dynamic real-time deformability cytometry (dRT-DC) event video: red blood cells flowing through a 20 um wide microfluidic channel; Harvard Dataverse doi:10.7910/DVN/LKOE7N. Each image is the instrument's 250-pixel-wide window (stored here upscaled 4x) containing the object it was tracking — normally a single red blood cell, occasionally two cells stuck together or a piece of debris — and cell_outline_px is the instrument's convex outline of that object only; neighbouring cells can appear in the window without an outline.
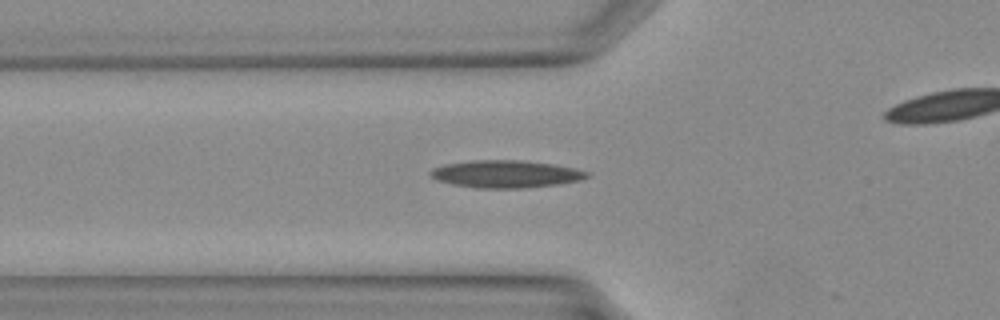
{"species": "Egyptian fruit bat (a non-hibernating species)", "species_latin": "Rousettus aegyptiacus", "temperature_condition": "warm", "stored_images_in_passage": 9, "camera_frame_rate_fps": 3000, "um_per_image_px": 0.085, "animal": {"sex": "female"}, "frame": {"image": 1, "passage_image": 5, "time_ms": 1.333, "image_size_px": [1000, 320], "cell_outline_px": [[588, 176], [580, 180], [556, 184], [524, 188], [476, 188], [452, 184], [436, 180], [428, 172], [432, 168], [444, 164], [468, 160], [524, 160], [552, 164], [576, 168], [588, 172]], "centroid_in_image_um": [42.94, 14.78], "position_along_channel_um": 82.9, "area_um2": 25.09}}